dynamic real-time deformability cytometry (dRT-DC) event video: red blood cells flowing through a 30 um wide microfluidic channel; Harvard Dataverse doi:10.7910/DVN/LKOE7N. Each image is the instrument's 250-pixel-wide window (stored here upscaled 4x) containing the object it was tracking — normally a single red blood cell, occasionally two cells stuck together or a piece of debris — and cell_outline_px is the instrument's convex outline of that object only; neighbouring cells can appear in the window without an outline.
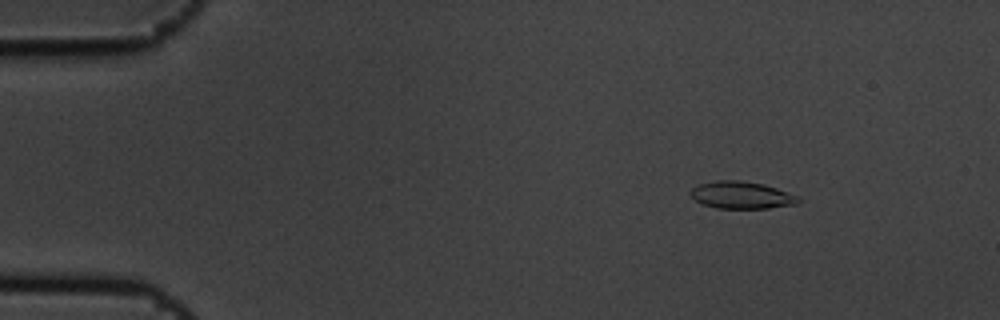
{"species": "common noctule bat (a hibernating species)", "species_latin": "Nyctalus noctula", "temperature_condition": "cold", "stored_images_in_passage": 6, "camera_frame_rate_fps": 3000, "um_per_image_px": 0.085, "animal": {"sex": "male", "body_mass_g": 19.5, "forearm_length_mm": 54.6}, "frame": {"image": 1, "passage_image": 2, "time_ms": 0.333, "image_size_px": [1000, 320], "cell_outline_px": [[800, 204], [768, 208], [716, 208], [704, 204], [696, 200], [688, 192], [692, 188], [700, 184], [716, 180], [740, 180], [764, 184], [800, 196]], "centroid_in_image_um": [63.07, 16.58], "position_along_channel_um": 21.9, "area_um2": 17.17}}
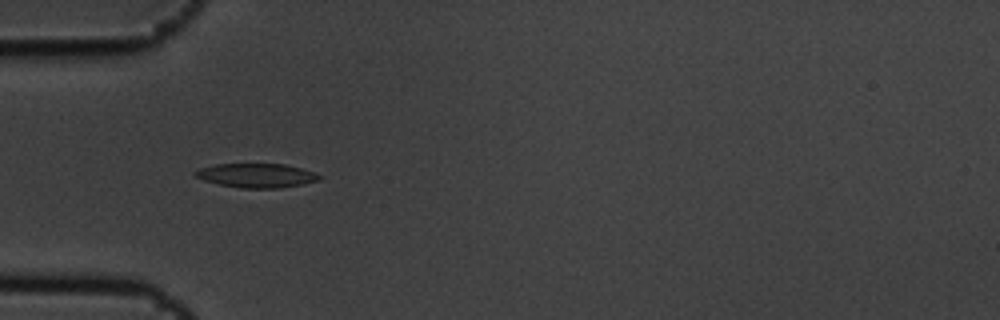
{"frame": {"image": 2, "passage_image": 5, "time_ms": 1.333, "image_size_px": [1000, 320], "cell_outline_px": [[324, 176], [320, 180], [280, 188], [240, 188], [220, 184], [204, 180], [196, 176], [192, 172], [200, 168], [216, 164], [284, 164], [300, 168]], "centroid_in_image_um": [21.8, 14.91], "position_along_channel_um": 63.2, "area_um2": 17.28}}
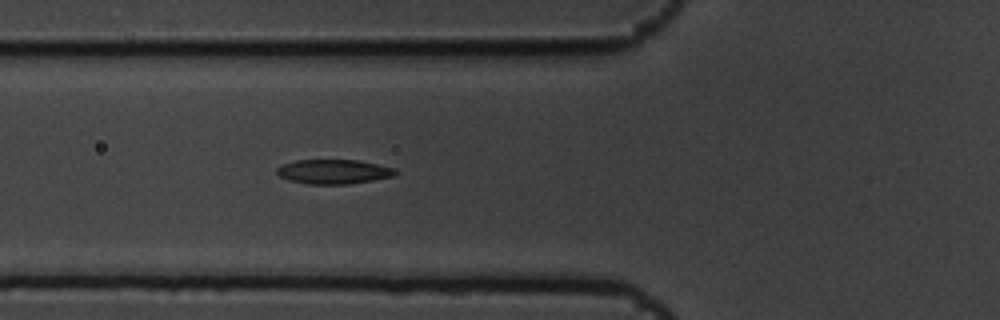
{"frame": {"image": 3, "passage_image": 6, "time_ms": 1.667, "image_size_px": [1000, 320], "cell_outline_px": [[400, 172], [396, 176], [348, 184], [308, 184], [288, 180], [280, 176], [276, 172], [276, 168], [280, 164], [296, 160], [356, 160], [396, 168]], "centroid_in_image_um": [28.36, 14.59], "position_along_channel_um": 97.4, "area_um2": 17.05}}